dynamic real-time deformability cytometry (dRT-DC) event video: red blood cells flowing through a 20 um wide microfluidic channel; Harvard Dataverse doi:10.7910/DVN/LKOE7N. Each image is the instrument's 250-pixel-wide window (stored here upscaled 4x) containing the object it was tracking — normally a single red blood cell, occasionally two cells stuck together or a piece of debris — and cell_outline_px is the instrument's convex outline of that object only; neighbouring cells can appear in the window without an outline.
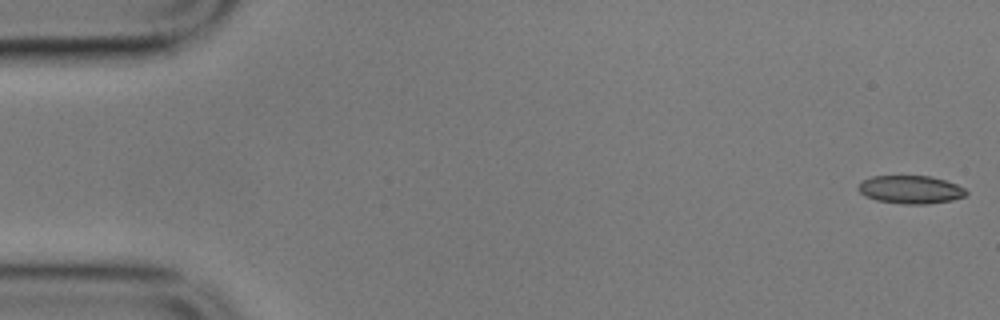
{"species": "common noctule bat (a hibernating species)", "species_latin": "Nyctalus noctula", "temperature_condition": "cold", "stored_images_in_passage": 11, "camera_frame_rate_fps": 3000, "um_per_image_px": 0.085, "animal": {"sex": "male", "body_mass_g": 17.9}, "frame": {"image": 1, "passage_image": 1, "time_ms": 0.0, "image_size_px": [1000, 320], "cell_outline_px": [[968, 192], [964, 196], [952, 200], [928, 204], [904, 204], [876, 200], [864, 196], [856, 188], [864, 180], [872, 176], [928, 176], [944, 180], [956, 184], [964, 188]], "centroid_in_image_um": [77.38, 16.12], "position_along_channel_um": 7.6, "area_um2": 17.57}}